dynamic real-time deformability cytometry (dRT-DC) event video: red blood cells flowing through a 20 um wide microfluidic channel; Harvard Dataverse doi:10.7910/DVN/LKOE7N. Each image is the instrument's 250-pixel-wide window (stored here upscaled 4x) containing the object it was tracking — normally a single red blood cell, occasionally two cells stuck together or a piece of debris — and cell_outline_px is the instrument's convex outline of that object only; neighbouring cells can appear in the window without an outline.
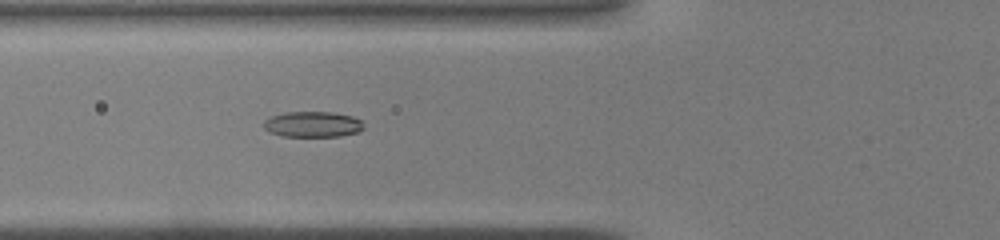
{"species": "common noctule bat (a hibernating species)", "species_latin": "Nyctalus noctula", "temperature_condition": "warm", "stored_images_in_passage": 31, "camera_frame_rate_fps": 3000, "um_per_image_px": 0.085, "animal": {"sex": "male", "body_mass_g": 19.0, "forearm_length_mm": 50.8}, "frame": {"image": 1, "passage_image": 4, "time_ms": 1.0, "image_size_px": [1000, 240], "cell_outline_px": [[364, 128], [360, 132], [340, 136], [284, 136], [272, 132], [264, 128], [264, 120], [272, 116], [284, 112], [332, 112], [352, 116], [360, 120], [364, 124]], "centroid_in_image_um": [26.62, 10.56], "position_along_channel_um": 99.2, "area_um2": 14.91}}
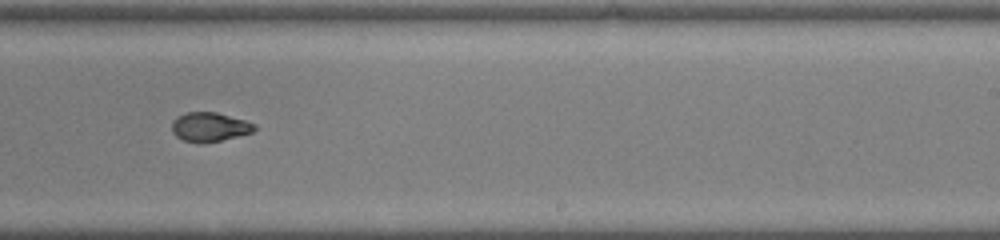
{"frame": {"image": 2, "passage_image": 15, "time_ms": 4.667, "image_size_px": [1000, 240], "cell_outline_px": [[256, 128], [252, 132], [204, 144], [196, 144], [184, 140], [176, 136], [172, 132], [172, 120], [176, 116], [184, 112], [216, 112], [244, 120], [256, 124]], "centroid_in_image_um": [17.76, 10.79], "position_along_channel_um": 271.2, "area_um2": 14.16}}
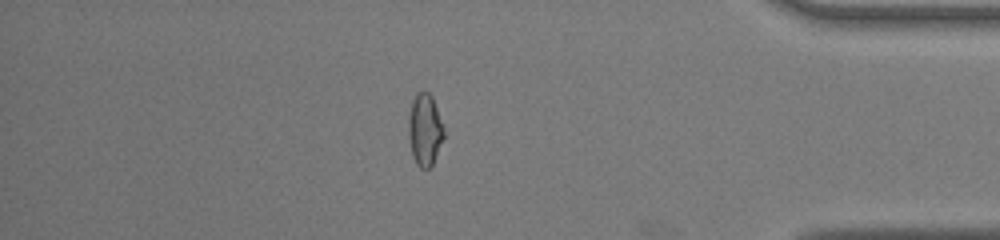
{"frame": {"image": 3, "passage_image": 25, "time_ms": 8.0, "image_size_px": [1000, 240], "cell_outline_px": [[444, 136], [432, 164], [428, 168], [420, 168], [416, 164], [412, 156], [408, 136], [408, 116], [412, 100], [416, 92], [424, 88], [432, 96], [444, 124]], "centroid_in_image_um": [36.09, 10.96], "position_along_channel_um": 399.1, "area_um2": 15.2}}